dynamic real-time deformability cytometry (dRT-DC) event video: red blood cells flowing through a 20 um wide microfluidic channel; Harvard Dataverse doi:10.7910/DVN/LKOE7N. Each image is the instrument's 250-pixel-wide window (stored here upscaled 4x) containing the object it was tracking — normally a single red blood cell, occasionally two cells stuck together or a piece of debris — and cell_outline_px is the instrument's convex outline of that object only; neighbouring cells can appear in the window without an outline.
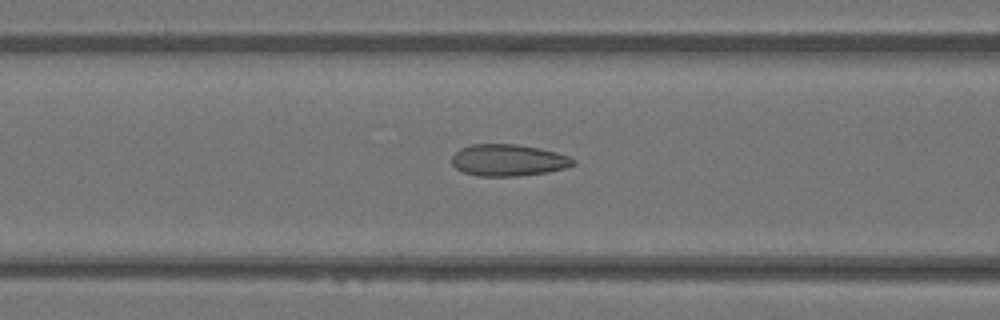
{"species": "Egyptian fruit bat (a non-hibernating species)", "species_latin": "Rousettus aegyptiacus", "temperature_condition": "warm", "stored_images_in_passage": 32, "camera_frame_rate_fps": 3000, "um_per_image_px": 0.085, "animal": {"sex": "female"}, "frame": {"image": 1, "passage_image": 9, "time_ms": 2.667, "image_size_px": [1000, 320], "cell_outline_px": [[576, 164], [564, 168], [548, 172], [516, 176], [476, 176], [464, 172], [456, 168], [452, 164], [452, 156], [460, 148], [472, 144], [516, 144], [556, 152], [568, 156], [576, 160]], "centroid_in_image_um": [43.19, 13.62], "position_along_channel_um": 123.4, "area_um2": 22.37}}
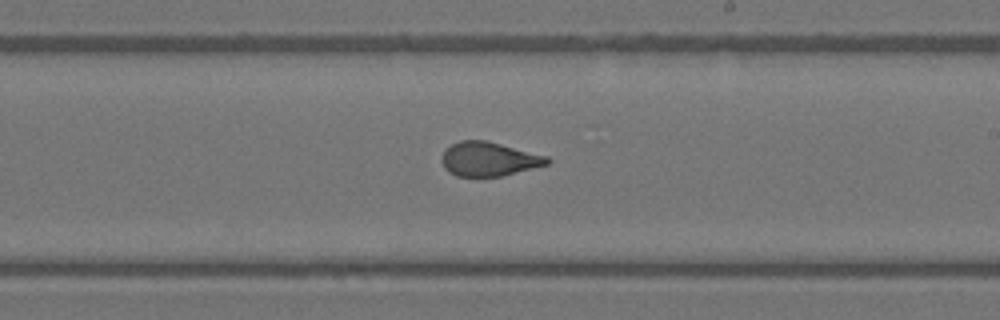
{"frame": {"image": 2, "passage_image": 18, "time_ms": 5.667, "image_size_px": [1000, 320], "cell_outline_px": [[552, 160], [548, 164], [500, 176], [456, 176], [448, 172], [444, 168], [440, 160], [444, 152], [452, 144], [460, 140], [484, 140], [548, 156]], "centroid_in_image_um": [41.53, 13.52], "position_along_channel_um": 247.5, "area_um2": 20.75}}
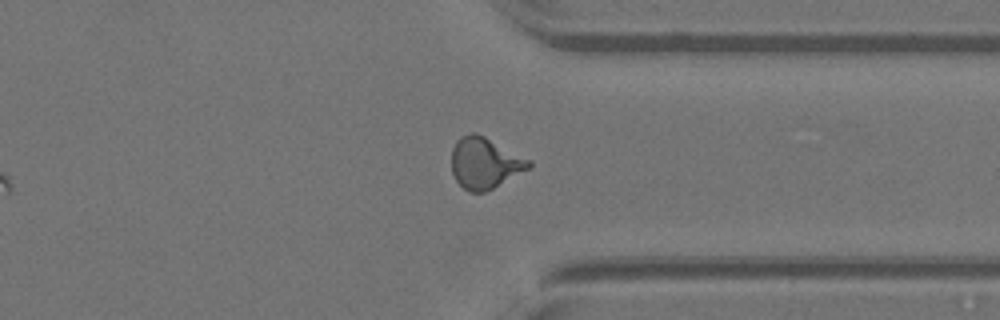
{"frame": {"image": 3, "passage_image": 27, "time_ms": 8.667, "image_size_px": [1000, 320], "cell_outline_px": [[532, 164], [528, 168], [492, 188], [484, 192], [468, 192], [456, 180], [452, 172], [452, 148], [456, 140], [460, 136], [472, 132], [476, 132], [532, 160]], "centroid_in_image_um": [41.18, 13.83], "position_along_channel_um": 370.2, "area_um2": 22.83}, "authors_computed_cell_mechanics": {"area_um2": 21.9062, "velocity_mm_per_s": 4.1352, "shape_relaxation_time_tau1_ms": null, "shape_relaxation_time_tau2_ms": 0.7224, "deformation_change_tau1": null, "deformation_change_tau2": 0.0754}}